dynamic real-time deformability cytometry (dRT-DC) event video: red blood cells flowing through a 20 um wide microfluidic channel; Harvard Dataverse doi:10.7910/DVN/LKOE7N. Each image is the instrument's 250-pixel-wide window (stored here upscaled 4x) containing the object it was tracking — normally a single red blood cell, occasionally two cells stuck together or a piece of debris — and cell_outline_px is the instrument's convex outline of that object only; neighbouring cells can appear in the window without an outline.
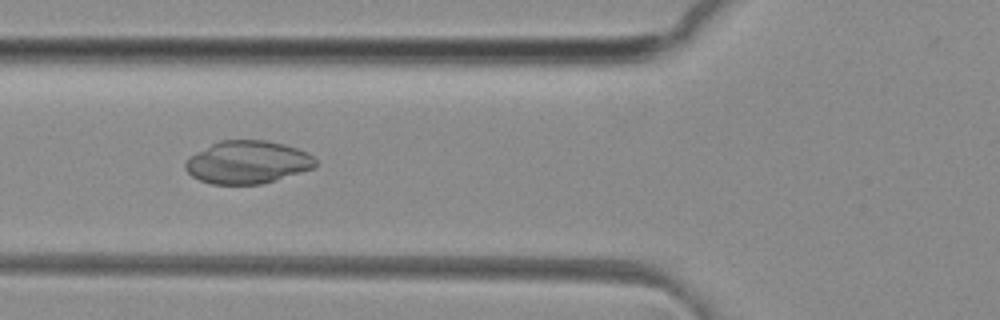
{"species": "common noctule bat (a hibernating species)", "species_latin": "Nyctalus noctula", "temperature_condition": "room temperature", "stored_images_in_passage": 41, "camera_frame_rate_fps": 3000, "um_per_image_px": 0.085, "animal": {"sex": "female", "body_mass_g": 29.2, "forearm_length_mm": 56.3}, "frame": {"image": 1, "passage_image": 17, "time_ms": 5.333, "image_size_px": [1000, 320], "cell_outline_px": [[316, 168], [276, 180], [260, 184], [212, 184], [200, 180], [192, 176], [184, 168], [184, 164], [196, 152], [220, 140], [264, 140], [284, 144], [308, 152], [316, 160]], "centroid_in_image_um": [21.07, 13.79], "position_along_channel_um": 104.7, "area_um2": 32.43}}
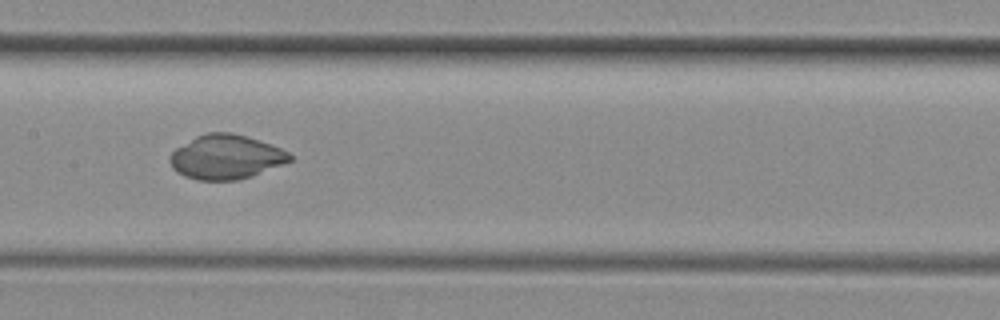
{"frame": {"image": 2, "passage_image": 23, "time_ms": 7.333, "image_size_px": [1000, 320], "cell_outline_px": [[292, 160], [284, 164], [252, 176], [236, 180], [196, 180], [184, 176], [176, 172], [172, 168], [168, 160], [172, 152], [176, 148], [196, 136], [208, 132], [232, 132], [280, 148], [288, 152], [292, 156]], "centroid_in_image_um": [19.17, 13.36], "position_along_channel_um": 188.2, "area_um2": 30.87}}
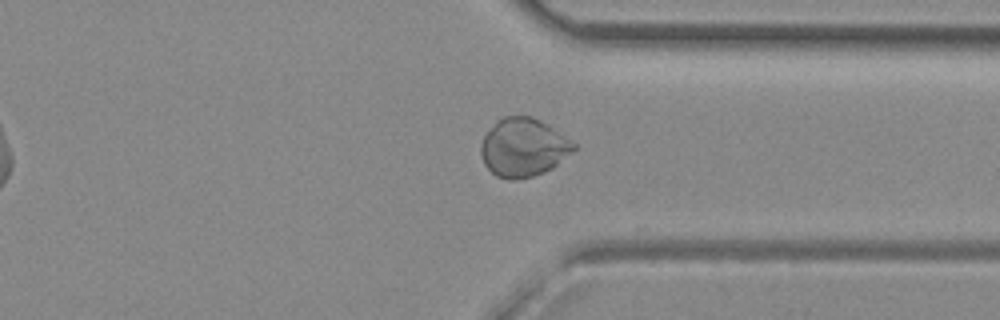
{"frame": {"image": 3, "passage_image": 36, "time_ms": 11.667, "image_size_px": [1000, 320], "cell_outline_px": [[576, 148], [572, 152], [552, 168], [544, 172], [532, 176], [512, 180], [508, 180], [496, 176], [484, 164], [480, 156], [480, 144], [484, 136], [504, 116], [532, 116], [548, 124], [576, 144]], "centroid_in_image_um": [44.48, 12.55], "position_along_channel_um": 366.9, "area_um2": 31.39}}